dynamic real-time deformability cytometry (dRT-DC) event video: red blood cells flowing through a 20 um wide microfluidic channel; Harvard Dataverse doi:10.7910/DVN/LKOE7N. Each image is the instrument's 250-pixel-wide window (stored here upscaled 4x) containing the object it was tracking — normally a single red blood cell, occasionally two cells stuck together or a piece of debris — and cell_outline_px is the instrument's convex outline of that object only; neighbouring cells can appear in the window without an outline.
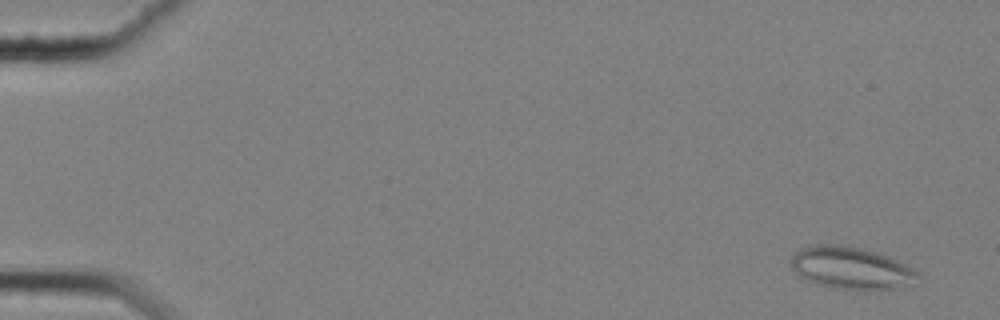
{"species": "common noctule bat (a hibernating species)", "species_latin": "Nyctalus noctula", "temperature_condition": "cold", "stored_images_in_passage": 59, "camera_frame_rate_fps": 3000, "um_per_image_px": 0.085, "animal": {"sex": "female", "body_mass_g": 25.1}, "frame": {"image": 1, "passage_image": 4, "time_ms": 1.0, "image_size_px": [1000, 320], "cell_outline_px": [[920, 284], [892, 288], [836, 288], [816, 284], [808, 280], [796, 272], [792, 268], [792, 256], [800, 248], [812, 244], [840, 244], [860, 248], [876, 252], [896, 260], [912, 268], [920, 276]], "centroid_in_image_um": [72.37, 22.76], "position_along_channel_um": 12.6, "area_um2": 30.81}}
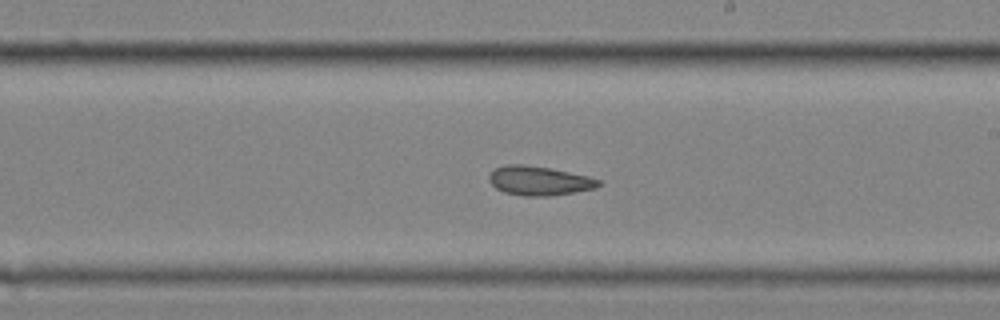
{"frame": {"image": 2, "passage_image": 36, "time_ms": 11.667, "image_size_px": [1000, 320], "cell_outline_px": [[600, 184], [596, 188], [552, 196], [524, 196], [504, 192], [496, 188], [488, 180], [488, 176], [496, 168], [508, 164], [524, 164], [548, 168], [588, 176], [600, 180]], "centroid_in_image_um": [45.81, 15.37], "position_along_channel_um": 243.2, "area_um2": 18.5}}
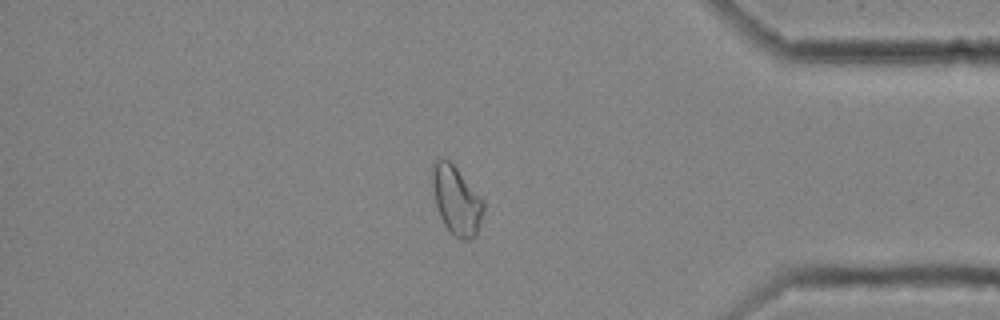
{"frame": {"image": 3, "passage_image": 51, "time_ms": 16.667, "image_size_px": [1000, 320], "cell_outline_px": [[484, 208], [476, 236], [472, 240], [460, 240], [448, 232], [440, 216], [436, 204], [432, 184], [432, 164], [436, 156], [448, 160], [456, 168], [484, 200]], "centroid_in_image_um": [38.79, 17.04], "position_along_channel_um": 396.4, "area_um2": 20.58}, "authors_computed_cell_mechanics": {"area_um2": 20.7502, "velocity_mm_per_s": 3.5095, "shape_relaxation_time_tau1_ms": null, "shape_relaxation_time_tau2_ms": 4.9225, "deformation_change_tau1": null, "deformation_change_tau2": 0.1019}}